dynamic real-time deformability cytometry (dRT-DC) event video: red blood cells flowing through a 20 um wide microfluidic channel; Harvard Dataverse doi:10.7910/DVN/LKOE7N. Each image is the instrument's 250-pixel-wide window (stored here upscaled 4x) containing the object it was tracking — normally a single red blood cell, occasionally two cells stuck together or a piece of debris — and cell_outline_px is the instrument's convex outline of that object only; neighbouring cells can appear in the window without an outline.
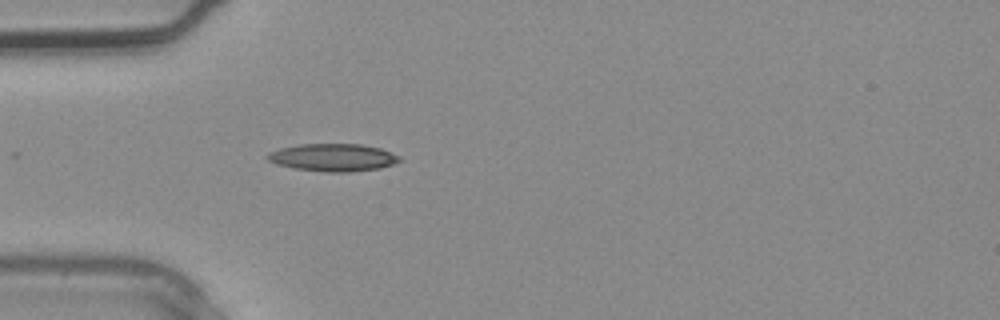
{"species": "common noctule bat (a hibernating species)", "species_latin": "Nyctalus noctula", "temperature_condition": "warm", "stored_images_in_passage": 2, "camera_frame_rate_fps": 3000, "um_per_image_px": 0.085, "animal": {"sex": "male", "body_mass_g": 20.4}, "frame": {"image": 1, "passage_image": 2, "time_ms": 0.333, "image_size_px": [1000, 320], "cell_outline_px": [[404, 160], [380, 168], [352, 172], [324, 172], [292, 168], [276, 164], [268, 160], [264, 156], [268, 152], [280, 148], [300, 144], [360, 144], [380, 148], [400, 156]], "centroid_in_image_um": [28.29, 13.39], "position_along_channel_um": 56.7, "area_um2": 21.44}}